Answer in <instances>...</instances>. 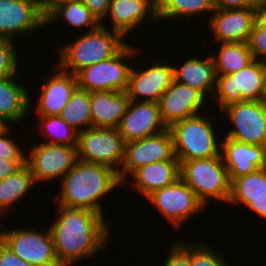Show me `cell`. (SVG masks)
Here are the masks:
<instances>
[{"instance_id": "6da1fadb", "label": "cell", "mask_w": 266, "mask_h": 266, "mask_svg": "<svg viewBox=\"0 0 266 266\" xmlns=\"http://www.w3.org/2000/svg\"><path fill=\"white\" fill-rule=\"evenodd\" d=\"M58 218L50 227L60 266H72L81 258L94 256L107 243L109 226L102 214L59 206Z\"/></svg>"}, {"instance_id": "7a4b0ae2", "label": "cell", "mask_w": 266, "mask_h": 266, "mask_svg": "<svg viewBox=\"0 0 266 266\" xmlns=\"http://www.w3.org/2000/svg\"><path fill=\"white\" fill-rule=\"evenodd\" d=\"M118 173L110 167L77 160L62 177L58 206L85 209L103 215L101 201L121 185Z\"/></svg>"}, {"instance_id": "3957f363", "label": "cell", "mask_w": 266, "mask_h": 266, "mask_svg": "<svg viewBox=\"0 0 266 266\" xmlns=\"http://www.w3.org/2000/svg\"><path fill=\"white\" fill-rule=\"evenodd\" d=\"M86 31L83 36L59 49L60 60L56 65L63 71L76 74L86 66L114 57L127 45L122 34L111 32L102 24Z\"/></svg>"}, {"instance_id": "277c9868", "label": "cell", "mask_w": 266, "mask_h": 266, "mask_svg": "<svg viewBox=\"0 0 266 266\" xmlns=\"http://www.w3.org/2000/svg\"><path fill=\"white\" fill-rule=\"evenodd\" d=\"M211 120L202 114L195 115L168 128L173 138L175 157L180 163L221 155V141L215 138L217 135Z\"/></svg>"}, {"instance_id": "5b68a950", "label": "cell", "mask_w": 266, "mask_h": 266, "mask_svg": "<svg viewBox=\"0 0 266 266\" xmlns=\"http://www.w3.org/2000/svg\"><path fill=\"white\" fill-rule=\"evenodd\" d=\"M180 178L205 207L212 198L229 201L231 181L221 155L181 162Z\"/></svg>"}, {"instance_id": "8992f818", "label": "cell", "mask_w": 266, "mask_h": 266, "mask_svg": "<svg viewBox=\"0 0 266 266\" xmlns=\"http://www.w3.org/2000/svg\"><path fill=\"white\" fill-rule=\"evenodd\" d=\"M127 44L117 55L101 62L86 66L76 73L78 88L88 92H127L132 66L125 59L136 55L137 48ZM129 57V58H128Z\"/></svg>"}, {"instance_id": "52a82bcc", "label": "cell", "mask_w": 266, "mask_h": 266, "mask_svg": "<svg viewBox=\"0 0 266 266\" xmlns=\"http://www.w3.org/2000/svg\"><path fill=\"white\" fill-rule=\"evenodd\" d=\"M263 75L264 62L259 60L230 75H217L212 101L219 102L221 111L235 103L260 101Z\"/></svg>"}, {"instance_id": "ba28073f", "label": "cell", "mask_w": 266, "mask_h": 266, "mask_svg": "<svg viewBox=\"0 0 266 266\" xmlns=\"http://www.w3.org/2000/svg\"><path fill=\"white\" fill-rule=\"evenodd\" d=\"M125 142L117 128H95L78 133V159L101 164L120 171L124 160Z\"/></svg>"}, {"instance_id": "9c48e42d", "label": "cell", "mask_w": 266, "mask_h": 266, "mask_svg": "<svg viewBox=\"0 0 266 266\" xmlns=\"http://www.w3.org/2000/svg\"><path fill=\"white\" fill-rule=\"evenodd\" d=\"M167 160H178L175 157L173 138L169 129L125 143L124 160L118 177L122 185H125L127 178L139 167Z\"/></svg>"}, {"instance_id": "30bf717a", "label": "cell", "mask_w": 266, "mask_h": 266, "mask_svg": "<svg viewBox=\"0 0 266 266\" xmlns=\"http://www.w3.org/2000/svg\"><path fill=\"white\" fill-rule=\"evenodd\" d=\"M0 241L32 266H60L50 230L45 233L29 229L0 231Z\"/></svg>"}, {"instance_id": "8fae6325", "label": "cell", "mask_w": 266, "mask_h": 266, "mask_svg": "<svg viewBox=\"0 0 266 266\" xmlns=\"http://www.w3.org/2000/svg\"><path fill=\"white\" fill-rule=\"evenodd\" d=\"M226 117L234 125L226 138L250 145L266 146V104L244 101L224 108Z\"/></svg>"}, {"instance_id": "7c38bea8", "label": "cell", "mask_w": 266, "mask_h": 266, "mask_svg": "<svg viewBox=\"0 0 266 266\" xmlns=\"http://www.w3.org/2000/svg\"><path fill=\"white\" fill-rule=\"evenodd\" d=\"M26 164L30 167L34 181L52 182L63 177L77 162V146L40 143L33 146Z\"/></svg>"}, {"instance_id": "4fadbf2b", "label": "cell", "mask_w": 266, "mask_h": 266, "mask_svg": "<svg viewBox=\"0 0 266 266\" xmlns=\"http://www.w3.org/2000/svg\"><path fill=\"white\" fill-rule=\"evenodd\" d=\"M146 200L151 202L174 227L181 226L190 216L205 208L195 192L181 178L154 191Z\"/></svg>"}, {"instance_id": "5bb4252c", "label": "cell", "mask_w": 266, "mask_h": 266, "mask_svg": "<svg viewBox=\"0 0 266 266\" xmlns=\"http://www.w3.org/2000/svg\"><path fill=\"white\" fill-rule=\"evenodd\" d=\"M46 27V17L38 0H0V38L14 40V35Z\"/></svg>"}, {"instance_id": "9a60e30c", "label": "cell", "mask_w": 266, "mask_h": 266, "mask_svg": "<svg viewBox=\"0 0 266 266\" xmlns=\"http://www.w3.org/2000/svg\"><path fill=\"white\" fill-rule=\"evenodd\" d=\"M117 129L127 143L162 133L168 128L161 120L158 103L130 100Z\"/></svg>"}, {"instance_id": "2e32d148", "label": "cell", "mask_w": 266, "mask_h": 266, "mask_svg": "<svg viewBox=\"0 0 266 266\" xmlns=\"http://www.w3.org/2000/svg\"><path fill=\"white\" fill-rule=\"evenodd\" d=\"M207 101L199 91L173 80L158 101L161 120L169 128L175 122L199 115Z\"/></svg>"}, {"instance_id": "e0dca14e", "label": "cell", "mask_w": 266, "mask_h": 266, "mask_svg": "<svg viewBox=\"0 0 266 266\" xmlns=\"http://www.w3.org/2000/svg\"><path fill=\"white\" fill-rule=\"evenodd\" d=\"M173 80L174 67L166 63L157 62L140 71L131 67L127 93L132 101L140 99L139 101L158 103Z\"/></svg>"}, {"instance_id": "ac0fdd59", "label": "cell", "mask_w": 266, "mask_h": 266, "mask_svg": "<svg viewBox=\"0 0 266 266\" xmlns=\"http://www.w3.org/2000/svg\"><path fill=\"white\" fill-rule=\"evenodd\" d=\"M208 25L215 43L240 42L247 43L255 24V9L214 10Z\"/></svg>"}, {"instance_id": "d6986e66", "label": "cell", "mask_w": 266, "mask_h": 266, "mask_svg": "<svg viewBox=\"0 0 266 266\" xmlns=\"http://www.w3.org/2000/svg\"><path fill=\"white\" fill-rule=\"evenodd\" d=\"M224 139L221 142V156L231 182L266 167V146L250 145L226 137Z\"/></svg>"}, {"instance_id": "ffe728a7", "label": "cell", "mask_w": 266, "mask_h": 266, "mask_svg": "<svg viewBox=\"0 0 266 266\" xmlns=\"http://www.w3.org/2000/svg\"><path fill=\"white\" fill-rule=\"evenodd\" d=\"M55 74L43 83L35 113L37 116H59L74 91L78 88L76 74L55 65Z\"/></svg>"}, {"instance_id": "44dd1931", "label": "cell", "mask_w": 266, "mask_h": 266, "mask_svg": "<svg viewBox=\"0 0 266 266\" xmlns=\"http://www.w3.org/2000/svg\"><path fill=\"white\" fill-rule=\"evenodd\" d=\"M147 15L153 22L158 20L157 0H110L107 17L112 22V30L126 37Z\"/></svg>"}, {"instance_id": "7402d4cb", "label": "cell", "mask_w": 266, "mask_h": 266, "mask_svg": "<svg viewBox=\"0 0 266 266\" xmlns=\"http://www.w3.org/2000/svg\"><path fill=\"white\" fill-rule=\"evenodd\" d=\"M130 98L127 92H90V115L92 127L117 128L126 113Z\"/></svg>"}, {"instance_id": "603a6c76", "label": "cell", "mask_w": 266, "mask_h": 266, "mask_svg": "<svg viewBox=\"0 0 266 266\" xmlns=\"http://www.w3.org/2000/svg\"><path fill=\"white\" fill-rule=\"evenodd\" d=\"M130 177L136 191L147 198L154 191L176 182L180 178V162L167 160L153 162L136 169Z\"/></svg>"}, {"instance_id": "cb8c5ba5", "label": "cell", "mask_w": 266, "mask_h": 266, "mask_svg": "<svg viewBox=\"0 0 266 266\" xmlns=\"http://www.w3.org/2000/svg\"><path fill=\"white\" fill-rule=\"evenodd\" d=\"M216 79L217 73L212 55L207 56L205 60L197 57L189 58L181 68L174 66V80L199 91L205 98L212 97Z\"/></svg>"}, {"instance_id": "d4e9b609", "label": "cell", "mask_w": 266, "mask_h": 266, "mask_svg": "<svg viewBox=\"0 0 266 266\" xmlns=\"http://www.w3.org/2000/svg\"><path fill=\"white\" fill-rule=\"evenodd\" d=\"M15 77L0 78V117L9 124L20 123L32 103L27 88L17 84Z\"/></svg>"}, {"instance_id": "484cf974", "label": "cell", "mask_w": 266, "mask_h": 266, "mask_svg": "<svg viewBox=\"0 0 266 266\" xmlns=\"http://www.w3.org/2000/svg\"><path fill=\"white\" fill-rule=\"evenodd\" d=\"M35 184L30 167L24 163L17 171L0 181V216L21 200Z\"/></svg>"}, {"instance_id": "4316f807", "label": "cell", "mask_w": 266, "mask_h": 266, "mask_svg": "<svg viewBox=\"0 0 266 266\" xmlns=\"http://www.w3.org/2000/svg\"><path fill=\"white\" fill-rule=\"evenodd\" d=\"M45 17L46 26L52 24L53 21L62 19V17L70 26L80 28V30L82 27H90L89 31H92L101 25L81 0H69L58 4Z\"/></svg>"}, {"instance_id": "83f0119b", "label": "cell", "mask_w": 266, "mask_h": 266, "mask_svg": "<svg viewBox=\"0 0 266 266\" xmlns=\"http://www.w3.org/2000/svg\"><path fill=\"white\" fill-rule=\"evenodd\" d=\"M219 55L212 56L217 75H230L247 67L254 61L248 43H220Z\"/></svg>"}, {"instance_id": "f1b7e54d", "label": "cell", "mask_w": 266, "mask_h": 266, "mask_svg": "<svg viewBox=\"0 0 266 266\" xmlns=\"http://www.w3.org/2000/svg\"><path fill=\"white\" fill-rule=\"evenodd\" d=\"M266 195V167L257 169L247 175L235 178L231 182V193L228 203L246 206L250 198H260Z\"/></svg>"}, {"instance_id": "f546056e", "label": "cell", "mask_w": 266, "mask_h": 266, "mask_svg": "<svg viewBox=\"0 0 266 266\" xmlns=\"http://www.w3.org/2000/svg\"><path fill=\"white\" fill-rule=\"evenodd\" d=\"M59 116L78 133L91 128L90 92L77 88Z\"/></svg>"}, {"instance_id": "4dcf8cb0", "label": "cell", "mask_w": 266, "mask_h": 266, "mask_svg": "<svg viewBox=\"0 0 266 266\" xmlns=\"http://www.w3.org/2000/svg\"><path fill=\"white\" fill-rule=\"evenodd\" d=\"M213 12L212 0H157V17L174 19L181 16H195L202 12Z\"/></svg>"}, {"instance_id": "1f68e13d", "label": "cell", "mask_w": 266, "mask_h": 266, "mask_svg": "<svg viewBox=\"0 0 266 266\" xmlns=\"http://www.w3.org/2000/svg\"><path fill=\"white\" fill-rule=\"evenodd\" d=\"M42 125L40 135H46L44 143L54 145H78V132L69 126L60 116H38ZM44 129V130H43Z\"/></svg>"}, {"instance_id": "d6a6232c", "label": "cell", "mask_w": 266, "mask_h": 266, "mask_svg": "<svg viewBox=\"0 0 266 266\" xmlns=\"http://www.w3.org/2000/svg\"><path fill=\"white\" fill-rule=\"evenodd\" d=\"M191 266H229L223 255H219L205 242L190 246Z\"/></svg>"}, {"instance_id": "836d02e7", "label": "cell", "mask_w": 266, "mask_h": 266, "mask_svg": "<svg viewBox=\"0 0 266 266\" xmlns=\"http://www.w3.org/2000/svg\"><path fill=\"white\" fill-rule=\"evenodd\" d=\"M14 41L0 38V78L16 76L18 57Z\"/></svg>"}, {"instance_id": "e575fe53", "label": "cell", "mask_w": 266, "mask_h": 266, "mask_svg": "<svg viewBox=\"0 0 266 266\" xmlns=\"http://www.w3.org/2000/svg\"><path fill=\"white\" fill-rule=\"evenodd\" d=\"M247 43L254 60L266 62V29L255 23Z\"/></svg>"}, {"instance_id": "d590c367", "label": "cell", "mask_w": 266, "mask_h": 266, "mask_svg": "<svg viewBox=\"0 0 266 266\" xmlns=\"http://www.w3.org/2000/svg\"><path fill=\"white\" fill-rule=\"evenodd\" d=\"M190 245L181 240L175 241L163 266H191Z\"/></svg>"}, {"instance_id": "8d00e7d4", "label": "cell", "mask_w": 266, "mask_h": 266, "mask_svg": "<svg viewBox=\"0 0 266 266\" xmlns=\"http://www.w3.org/2000/svg\"><path fill=\"white\" fill-rule=\"evenodd\" d=\"M10 126L0 134V158L8 160H26V156L15 140L8 138Z\"/></svg>"}, {"instance_id": "74e56055", "label": "cell", "mask_w": 266, "mask_h": 266, "mask_svg": "<svg viewBox=\"0 0 266 266\" xmlns=\"http://www.w3.org/2000/svg\"><path fill=\"white\" fill-rule=\"evenodd\" d=\"M83 4L92 12L96 19L102 24L107 18L110 0H81Z\"/></svg>"}, {"instance_id": "f35d334b", "label": "cell", "mask_w": 266, "mask_h": 266, "mask_svg": "<svg viewBox=\"0 0 266 266\" xmlns=\"http://www.w3.org/2000/svg\"><path fill=\"white\" fill-rule=\"evenodd\" d=\"M261 0H212L214 10L254 8Z\"/></svg>"}, {"instance_id": "ab89813d", "label": "cell", "mask_w": 266, "mask_h": 266, "mask_svg": "<svg viewBox=\"0 0 266 266\" xmlns=\"http://www.w3.org/2000/svg\"><path fill=\"white\" fill-rule=\"evenodd\" d=\"M0 266H32L0 241Z\"/></svg>"}, {"instance_id": "60d3db41", "label": "cell", "mask_w": 266, "mask_h": 266, "mask_svg": "<svg viewBox=\"0 0 266 266\" xmlns=\"http://www.w3.org/2000/svg\"><path fill=\"white\" fill-rule=\"evenodd\" d=\"M26 160H8L0 158V181L13 174Z\"/></svg>"}, {"instance_id": "b9f144b4", "label": "cell", "mask_w": 266, "mask_h": 266, "mask_svg": "<svg viewBox=\"0 0 266 266\" xmlns=\"http://www.w3.org/2000/svg\"><path fill=\"white\" fill-rule=\"evenodd\" d=\"M246 207L256 212L261 218L266 219V195L260 198H250Z\"/></svg>"}, {"instance_id": "7bdbcfd3", "label": "cell", "mask_w": 266, "mask_h": 266, "mask_svg": "<svg viewBox=\"0 0 266 266\" xmlns=\"http://www.w3.org/2000/svg\"><path fill=\"white\" fill-rule=\"evenodd\" d=\"M255 23L266 29V0H261L255 7Z\"/></svg>"}, {"instance_id": "ee69618b", "label": "cell", "mask_w": 266, "mask_h": 266, "mask_svg": "<svg viewBox=\"0 0 266 266\" xmlns=\"http://www.w3.org/2000/svg\"><path fill=\"white\" fill-rule=\"evenodd\" d=\"M69 0H38L42 13L46 16L58 4Z\"/></svg>"}, {"instance_id": "f6af8a7d", "label": "cell", "mask_w": 266, "mask_h": 266, "mask_svg": "<svg viewBox=\"0 0 266 266\" xmlns=\"http://www.w3.org/2000/svg\"><path fill=\"white\" fill-rule=\"evenodd\" d=\"M261 102L266 104V62H264V75L262 82Z\"/></svg>"}, {"instance_id": "bcb514c9", "label": "cell", "mask_w": 266, "mask_h": 266, "mask_svg": "<svg viewBox=\"0 0 266 266\" xmlns=\"http://www.w3.org/2000/svg\"><path fill=\"white\" fill-rule=\"evenodd\" d=\"M9 126V123H7L3 118L0 117V134L4 132Z\"/></svg>"}]
</instances>
